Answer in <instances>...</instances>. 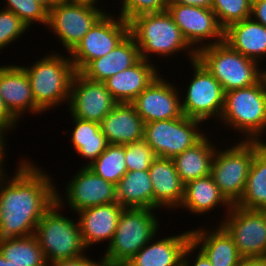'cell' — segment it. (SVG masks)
<instances>
[{
  "instance_id": "cell-1",
  "label": "cell",
  "mask_w": 266,
  "mask_h": 266,
  "mask_svg": "<svg viewBox=\"0 0 266 266\" xmlns=\"http://www.w3.org/2000/svg\"><path fill=\"white\" fill-rule=\"evenodd\" d=\"M30 160L19 159L14 175L0 174V239L34 235L38 222L56 201L53 177Z\"/></svg>"
},
{
  "instance_id": "cell-2",
  "label": "cell",
  "mask_w": 266,
  "mask_h": 266,
  "mask_svg": "<svg viewBox=\"0 0 266 266\" xmlns=\"http://www.w3.org/2000/svg\"><path fill=\"white\" fill-rule=\"evenodd\" d=\"M129 34L134 38L142 59L150 62L156 55L171 58L183 53L188 62L196 59V51L189 45L168 11L139 15L129 22ZM181 50V51H180ZM183 51V52H182Z\"/></svg>"
},
{
  "instance_id": "cell-3",
  "label": "cell",
  "mask_w": 266,
  "mask_h": 266,
  "mask_svg": "<svg viewBox=\"0 0 266 266\" xmlns=\"http://www.w3.org/2000/svg\"><path fill=\"white\" fill-rule=\"evenodd\" d=\"M28 66L26 72L36 105L44 112L68 105L71 82L76 71L68 53L49 52Z\"/></svg>"
},
{
  "instance_id": "cell-4",
  "label": "cell",
  "mask_w": 266,
  "mask_h": 266,
  "mask_svg": "<svg viewBox=\"0 0 266 266\" xmlns=\"http://www.w3.org/2000/svg\"><path fill=\"white\" fill-rule=\"evenodd\" d=\"M218 122L225 124L227 130L232 128L238 134H244L241 137L245 141L266 142L265 78L262 77L253 86L225 92L224 107Z\"/></svg>"
},
{
  "instance_id": "cell-5",
  "label": "cell",
  "mask_w": 266,
  "mask_h": 266,
  "mask_svg": "<svg viewBox=\"0 0 266 266\" xmlns=\"http://www.w3.org/2000/svg\"><path fill=\"white\" fill-rule=\"evenodd\" d=\"M155 211V213H153ZM155 209L124 208L111 243L103 252L104 266H124L160 231ZM159 230V231H158Z\"/></svg>"
},
{
  "instance_id": "cell-6",
  "label": "cell",
  "mask_w": 266,
  "mask_h": 266,
  "mask_svg": "<svg viewBox=\"0 0 266 266\" xmlns=\"http://www.w3.org/2000/svg\"><path fill=\"white\" fill-rule=\"evenodd\" d=\"M63 212V208L55 201L44 213L35 230L34 235L48 264L80 257L88 250L83 242L78 220Z\"/></svg>"
},
{
  "instance_id": "cell-7",
  "label": "cell",
  "mask_w": 266,
  "mask_h": 266,
  "mask_svg": "<svg viewBox=\"0 0 266 266\" xmlns=\"http://www.w3.org/2000/svg\"><path fill=\"white\" fill-rule=\"evenodd\" d=\"M196 59L218 80L225 92L253 86L263 77L262 65L233 50L224 41L199 49Z\"/></svg>"
},
{
  "instance_id": "cell-8",
  "label": "cell",
  "mask_w": 266,
  "mask_h": 266,
  "mask_svg": "<svg viewBox=\"0 0 266 266\" xmlns=\"http://www.w3.org/2000/svg\"><path fill=\"white\" fill-rule=\"evenodd\" d=\"M265 143L239 139L228 148L217 147L210 175L232 205L240 201L254 155Z\"/></svg>"
},
{
  "instance_id": "cell-9",
  "label": "cell",
  "mask_w": 266,
  "mask_h": 266,
  "mask_svg": "<svg viewBox=\"0 0 266 266\" xmlns=\"http://www.w3.org/2000/svg\"><path fill=\"white\" fill-rule=\"evenodd\" d=\"M193 74L184 94L181 108L184 116L202 121H219L225 99V91L218 80L197 60L190 61Z\"/></svg>"
},
{
  "instance_id": "cell-10",
  "label": "cell",
  "mask_w": 266,
  "mask_h": 266,
  "mask_svg": "<svg viewBox=\"0 0 266 266\" xmlns=\"http://www.w3.org/2000/svg\"><path fill=\"white\" fill-rule=\"evenodd\" d=\"M202 123L184 115L176 119L152 121L144 124L143 140L157 157L172 159L193 147L207 134L199 126Z\"/></svg>"
},
{
  "instance_id": "cell-11",
  "label": "cell",
  "mask_w": 266,
  "mask_h": 266,
  "mask_svg": "<svg viewBox=\"0 0 266 266\" xmlns=\"http://www.w3.org/2000/svg\"><path fill=\"white\" fill-rule=\"evenodd\" d=\"M101 7V8H100ZM65 0L48 12L47 29L58 37L69 53L92 26L107 12L103 6Z\"/></svg>"
},
{
  "instance_id": "cell-12",
  "label": "cell",
  "mask_w": 266,
  "mask_h": 266,
  "mask_svg": "<svg viewBox=\"0 0 266 266\" xmlns=\"http://www.w3.org/2000/svg\"><path fill=\"white\" fill-rule=\"evenodd\" d=\"M112 13L107 9L68 53L76 72H80L90 61L107 55L129 34V23Z\"/></svg>"
},
{
  "instance_id": "cell-13",
  "label": "cell",
  "mask_w": 266,
  "mask_h": 266,
  "mask_svg": "<svg viewBox=\"0 0 266 266\" xmlns=\"http://www.w3.org/2000/svg\"><path fill=\"white\" fill-rule=\"evenodd\" d=\"M221 217L224 219L216 223L232 237L243 258H266V211L233 205L226 216Z\"/></svg>"
},
{
  "instance_id": "cell-14",
  "label": "cell",
  "mask_w": 266,
  "mask_h": 266,
  "mask_svg": "<svg viewBox=\"0 0 266 266\" xmlns=\"http://www.w3.org/2000/svg\"><path fill=\"white\" fill-rule=\"evenodd\" d=\"M66 184L64 195L56 185V202L63 209L67 203V208L77 213L85 208L117 202L116 185L99 177L89 167L78 168Z\"/></svg>"
},
{
  "instance_id": "cell-15",
  "label": "cell",
  "mask_w": 266,
  "mask_h": 266,
  "mask_svg": "<svg viewBox=\"0 0 266 266\" xmlns=\"http://www.w3.org/2000/svg\"><path fill=\"white\" fill-rule=\"evenodd\" d=\"M167 11L196 52L224 41L225 29L211 8L169 3Z\"/></svg>"
},
{
  "instance_id": "cell-16",
  "label": "cell",
  "mask_w": 266,
  "mask_h": 266,
  "mask_svg": "<svg viewBox=\"0 0 266 266\" xmlns=\"http://www.w3.org/2000/svg\"><path fill=\"white\" fill-rule=\"evenodd\" d=\"M117 103L104 82L88 80L79 72L73 76L67 105L69 115L100 123Z\"/></svg>"
},
{
  "instance_id": "cell-17",
  "label": "cell",
  "mask_w": 266,
  "mask_h": 266,
  "mask_svg": "<svg viewBox=\"0 0 266 266\" xmlns=\"http://www.w3.org/2000/svg\"><path fill=\"white\" fill-rule=\"evenodd\" d=\"M162 75V76H161ZM159 74L131 103L144 123L183 116L180 88ZM181 92V93H180Z\"/></svg>"
},
{
  "instance_id": "cell-18",
  "label": "cell",
  "mask_w": 266,
  "mask_h": 266,
  "mask_svg": "<svg viewBox=\"0 0 266 266\" xmlns=\"http://www.w3.org/2000/svg\"><path fill=\"white\" fill-rule=\"evenodd\" d=\"M0 96L10 113L18 120L28 113H44L35 103L25 70L15 64L0 65Z\"/></svg>"
},
{
  "instance_id": "cell-19",
  "label": "cell",
  "mask_w": 266,
  "mask_h": 266,
  "mask_svg": "<svg viewBox=\"0 0 266 266\" xmlns=\"http://www.w3.org/2000/svg\"><path fill=\"white\" fill-rule=\"evenodd\" d=\"M124 208L118 202L82 209L76 215L83 242L89 249L92 245L111 243Z\"/></svg>"
},
{
  "instance_id": "cell-20",
  "label": "cell",
  "mask_w": 266,
  "mask_h": 266,
  "mask_svg": "<svg viewBox=\"0 0 266 266\" xmlns=\"http://www.w3.org/2000/svg\"><path fill=\"white\" fill-rule=\"evenodd\" d=\"M159 235L158 238L154 236L124 266H181L183 252L191 241L190 230L163 238Z\"/></svg>"
},
{
  "instance_id": "cell-21",
  "label": "cell",
  "mask_w": 266,
  "mask_h": 266,
  "mask_svg": "<svg viewBox=\"0 0 266 266\" xmlns=\"http://www.w3.org/2000/svg\"><path fill=\"white\" fill-rule=\"evenodd\" d=\"M211 228L204 224L191 229V241L209 259L212 266H240L244 259L238 252L232 237L220 225ZM210 229V230H209Z\"/></svg>"
},
{
  "instance_id": "cell-22",
  "label": "cell",
  "mask_w": 266,
  "mask_h": 266,
  "mask_svg": "<svg viewBox=\"0 0 266 266\" xmlns=\"http://www.w3.org/2000/svg\"><path fill=\"white\" fill-rule=\"evenodd\" d=\"M148 172L154 192V209H179L184 198L185 184L181 181L172 159L157 157Z\"/></svg>"
},
{
  "instance_id": "cell-23",
  "label": "cell",
  "mask_w": 266,
  "mask_h": 266,
  "mask_svg": "<svg viewBox=\"0 0 266 266\" xmlns=\"http://www.w3.org/2000/svg\"><path fill=\"white\" fill-rule=\"evenodd\" d=\"M144 121L132 103H117L101 120L100 129L109 144L126 145L144 138Z\"/></svg>"
},
{
  "instance_id": "cell-24",
  "label": "cell",
  "mask_w": 266,
  "mask_h": 266,
  "mask_svg": "<svg viewBox=\"0 0 266 266\" xmlns=\"http://www.w3.org/2000/svg\"><path fill=\"white\" fill-rule=\"evenodd\" d=\"M159 66L145 59L104 81L118 103H131L160 74Z\"/></svg>"
},
{
  "instance_id": "cell-25",
  "label": "cell",
  "mask_w": 266,
  "mask_h": 266,
  "mask_svg": "<svg viewBox=\"0 0 266 266\" xmlns=\"http://www.w3.org/2000/svg\"><path fill=\"white\" fill-rule=\"evenodd\" d=\"M141 59L134 38L128 34L112 51L90 61L79 73L86 79L104 82L109 77L124 71Z\"/></svg>"
},
{
  "instance_id": "cell-26",
  "label": "cell",
  "mask_w": 266,
  "mask_h": 266,
  "mask_svg": "<svg viewBox=\"0 0 266 266\" xmlns=\"http://www.w3.org/2000/svg\"><path fill=\"white\" fill-rule=\"evenodd\" d=\"M224 208L223 215L230 211L232 204L224 197L218 186L213 181L211 175H207L185 184L184 198L179 208L195 215H204L216 208ZM225 210V211H224Z\"/></svg>"
},
{
  "instance_id": "cell-27",
  "label": "cell",
  "mask_w": 266,
  "mask_h": 266,
  "mask_svg": "<svg viewBox=\"0 0 266 266\" xmlns=\"http://www.w3.org/2000/svg\"><path fill=\"white\" fill-rule=\"evenodd\" d=\"M224 42L258 64L266 58V27L251 17L230 24L224 30Z\"/></svg>"
},
{
  "instance_id": "cell-28",
  "label": "cell",
  "mask_w": 266,
  "mask_h": 266,
  "mask_svg": "<svg viewBox=\"0 0 266 266\" xmlns=\"http://www.w3.org/2000/svg\"><path fill=\"white\" fill-rule=\"evenodd\" d=\"M207 135L209 136L206 134L193 147L172 158L175 169L184 184L210 174L217 145Z\"/></svg>"
},
{
  "instance_id": "cell-29",
  "label": "cell",
  "mask_w": 266,
  "mask_h": 266,
  "mask_svg": "<svg viewBox=\"0 0 266 266\" xmlns=\"http://www.w3.org/2000/svg\"><path fill=\"white\" fill-rule=\"evenodd\" d=\"M73 130L67 131L70 136V145L77 155L86 159L83 167L90 166L109 145L105 135L100 129V123L77 119L70 115Z\"/></svg>"
},
{
  "instance_id": "cell-30",
  "label": "cell",
  "mask_w": 266,
  "mask_h": 266,
  "mask_svg": "<svg viewBox=\"0 0 266 266\" xmlns=\"http://www.w3.org/2000/svg\"><path fill=\"white\" fill-rule=\"evenodd\" d=\"M116 199L123 208L154 209V192L149 172H127L116 185Z\"/></svg>"
},
{
  "instance_id": "cell-31",
  "label": "cell",
  "mask_w": 266,
  "mask_h": 266,
  "mask_svg": "<svg viewBox=\"0 0 266 266\" xmlns=\"http://www.w3.org/2000/svg\"><path fill=\"white\" fill-rule=\"evenodd\" d=\"M236 205L266 211V143L254 155L244 192Z\"/></svg>"
},
{
  "instance_id": "cell-32",
  "label": "cell",
  "mask_w": 266,
  "mask_h": 266,
  "mask_svg": "<svg viewBox=\"0 0 266 266\" xmlns=\"http://www.w3.org/2000/svg\"><path fill=\"white\" fill-rule=\"evenodd\" d=\"M0 253L13 264L48 266L35 235L0 239Z\"/></svg>"
},
{
  "instance_id": "cell-33",
  "label": "cell",
  "mask_w": 266,
  "mask_h": 266,
  "mask_svg": "<svg viewBox=\"0 0 266 266\" xmlns=\"http://www.w3.org/2000/svg\"><path fill=\"white\" fill-rule=\"evenodd\" d=\"M88 167L99 177L117 185L127 173L125 145L109 144L105 151Z\"/></svg>"
},
{
  "instance_id": "cell-34",
  "label": "cell",
  "mask_w": 266,
  "mask_h": 266,
  "mask_svg": "<svg viewBox=\"0 0 266 266\" xmlns=\"http://www.w3.org/2000/svg\"><path fill=\"white\" fill-rule=\"evenodd\" d=\"M252 0H213L211 9L219 24L226 29L230 24L251 17Z\"/></svg>"
},
{
  "instance_id": "cell-35",
  "label": "cell",
  "mask_w": 266,
  "mask_h": 266,
  "mask_svg": "<svg viewBox=\"0 0 266 266\" xmlns=\"http://www.w3.org/2000/svg\"><path fill=\"white\" fill-rule=\"evenodd\" d=\"M5 2L3 8L16 14L29 29L34 23L46 27L48 11L35 0H5Z\"/></svg>"
},
{
  "instance_id": "cell-36",
  "label": "cell",
  "mask_w": 266,
  "mask_h": 266,
  "mask_svg": "<svg viewBox=\"0 0 266 266\" xmlns=\"http://www.w3.org/2000/svg\"><path fill=\"white\" fill-rule=\"evenodd\" d=\"M29 30L28 26L12 11L0 9V54L3 49L18 39H22L24 32ZM21 37V38H20ZM6 47V48H5Z\"/></svg>"
},
{
  "instance_id": "cell-37",
  "label": "cell",
  "mask_w": 266,
  "mask_h": 266,
  "mask_svg": "<svg viewBox=\"0 0 266 266\" xmlns=\"http://www.w3.org/2000/svg\"><path fill=\"white\" fill-rule=\"evenodd\" d=\"M156 158L153 149L144 140L125 145L127 172L147 171Z\"/></svg>"
},
{
  "instance_id": "cell-38",
  "label": "cell",
  "mask_w": 266,
  "mask_h": 266,
  "mask_svg": "<svg viewBox=\"0 0 266 266\" xmlns=\"http://www.w3.org/2000/svg\"><path fill=\"white\" fill-rule=\"evenodd\" d=\"M119 16L129 22L131 19L148 13L167 10L169 0H119Z\"/></svg>"
},
{
  "instance_id": "cell-39",
  "label": "cell",
  "mask_w": 266,
  "mask_h": 266,
  "mask_svg": "<svg viewBox=\"0 0 266 266\" xmlns=\"http://www.w3.org/2000/svg\"><path fill=\"white\" fill-rule=\"evenodd\" d=\"M194 253L197 254L195 257L192 256ZM181 266H212V264L203 252L199 248L197 249L192 241H190L183 252Z\"/></svg>"
},
{
  "instance_id": "cell-40",
  "label": "cell",
  "mask_w": 266,
  "mask_h": 266,
  "mask_svg": "<svg viewBox=\"0 0 266 266\" xmlns=\"http://www.w3.org/2000/svg\"><path fill=\"white\" fill-rule=\"evenodd\" d=\"M87 255L88 254L86 253L80 257L73 259L54 261L49 263L48 266H104L102 258H99L100 260L98 261L96 259H92Z\"/></svg>"
},
{
  "instance_id": "cell-41",
  "label": "cell",
  "mask_w": 266,
  "mask_h": 266,
  "mask_svg": "<svg viewBox=\"0 0 266 266\" xmlns=\"http://www.w3.org/2000/svg\"><path fill=\"white\" fill-rule=\"evenodd\" d=\"M19 121L10 113V111L5 106L2 97L0 96V125L9 129L12 133L13 130H16Z\"/></svg>"
},
{
  "instance_id": "cell-42",
  "label": "cell",
  "mask_w": 266,
  "mask_h": 266,
  "mask_svg": "<svg viewBox=\"0 0 266 266\" xmlns=\"http://www.w3.org/2000/svg\"><path fill=\"white\" fill-rule=\"evenodd\" d=\"M251 18L266 27V0H252Z\"/></svg>"
},
{
  "instance_id": "cell-43",
  "label": "cell",
  "mask_w": 266,
  "mask_h": 266,
  "mask_svg": "<svg viewBox=\"0 0 266 266\" xmlns=\"http://www.w3.org/2000/svg\"><path fill=\"white\" fill-rule=\"evenodd\" d=\"M10 130L3 127L2 125H0V174L2 173H6V161H8L5 157H6V153L5 151H7V143L6 141L8 140L7 138V134L9 133ZM6 159V160H5ZM5 169V170H4Z\"/></svg>"
},
{
  "instance_id": "cell-44",
  "label": "cell",
  "mask_w": 266,
  "mask_h": 266,
  "mask_svg": "<svg viewBox=\"0 0 266 266\" xmlns=\"http://www.w3.org/2000/svg\"><path fill=\"white\" fill-rule=\"evenodd\" d=\"M213 0H169V3L211 8Z\"/></svg>"
},
{
  "instance_id": "cell-45",
  "label": "cell",
  "mask_w": 266,
  "mask_h": 266,
  "mask_svg": "<svg viewBox=\"0 0 266 266\" xmlns=\"http://www.w3.org/2000/svg\"><path fill=\"white\" fill-rule=\"evenodd\" d=\"M240 266H266V258H244Z\"/></svg>"
},
{
  "instance_id": "cell-46",
  "label": "cell",
  "mask_w": 266,
  "mask_h": 266,
  "mask_svg": "<svg viewBox=\"0 0 266 266\" xmlns=\"http://www.w3.org/2000/svg\"><path fill=\"white\" fill-rule=\"evenodd\" d=\"M42 5L48 12L57 4L64 2L65 0H35Z\"/></svg>"
},
{
  "instance_id": "cell-47",
  "label": "cell",
  "mask_w": 266,
  "mask_h": 266,
  "mask_svg": "<svg viewBox=\"0 0 266 266\" xmlns=\"http://www.w3.org/2000/svg\"><path fill=\"white\" fill-rule=\"evenodd\" d=\"M0 266H22L10 263V261L6 260L4 256L0 253Z\"/></svg>"
},
{
  "instance_id": "cell-48",
  "label": "cell",
  "mask_w": 266,
  "mask_h": 266,
  "mask_svg": "<svg viewBox=\"0 0 266 266\" xmlns=\"http://www.w3.org/2000/svg\"><path fill=\"white\" fill-rule=\"evenodd\" d=\"M67 1L90 3V4L97 5V6H99L98 3L100 2V0H67Z\"/></svg>"
},
{
  "instance_id": "cell-49",
  "label": "cell",
  "mask_w": 266,
  "mask_h": 266,
  "mask_svg": "<svg viewBox=\"0 0 266 266\" xmlns=\"http://www.w3.org/2000/svg\"><path fill=\"white\" fill-rule=\"evenodd\" d=\"M263 77L265 78L266 81V68L263 70Z\"/></svg>"
}]
</instances>
